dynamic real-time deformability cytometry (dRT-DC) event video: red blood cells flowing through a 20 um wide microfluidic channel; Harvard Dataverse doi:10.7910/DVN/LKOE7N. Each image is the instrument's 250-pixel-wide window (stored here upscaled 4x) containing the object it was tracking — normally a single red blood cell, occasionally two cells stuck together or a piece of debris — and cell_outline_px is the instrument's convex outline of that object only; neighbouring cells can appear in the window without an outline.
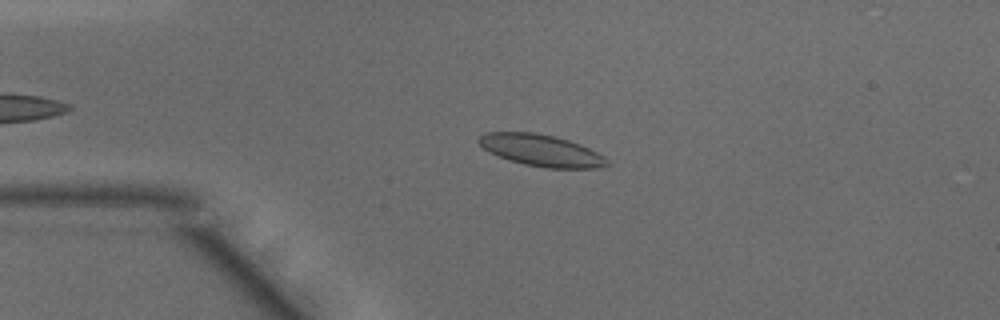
{"species": "common noctule bat (a hibernating species)", "species_latin": "Nyctalus noctula", "temperature_condition": "warm", "stored_images_in_passage": 43, "camera_frame_rate_fps": 3000, "um_per_image_px": 0.085, "animal": {"sex": "male", "body_mass_g": 15.6}, "frame": {"image": 1, "passage_image": 10, "time_ms": 3.0, "image_size_px": [1000, 320], "cell_outline_px": [[608, 164], [600, 168], [544, 168], [524, 164], [508, 160], [488, 152], [476, 140], [484, 132], [536, 132], [556, 136], [580, 144], [604, 156], [608, 160]], "centroid_in_image_um": [45.98, 12.78], "position_along_channel_um": 39.0, "area_um2": 23.81}}
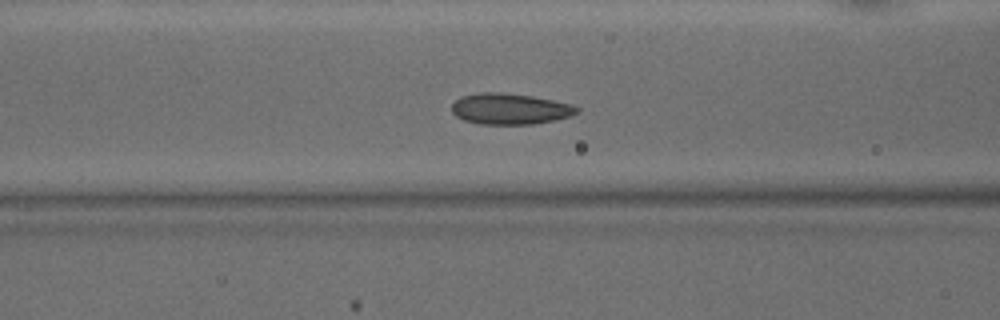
{"frame": {"image": 2, "passage_image": 18, "time_ms": 5.667, "image_size_px": [1000, 320], "cell_outline_px": [[580, 108], [576, 112], [568, 116], [556, 120], [532, 124], [480, 124], [464, 120], [456, 116], [452, 112], [452, 104], [460, 96], [480, 92], [500, 92], [532, 96], [572, 104]], "centroid_in_image_um": [43.32, 9.25], "position_along_channel_um": 123.3, "area_um2": 22.54}}
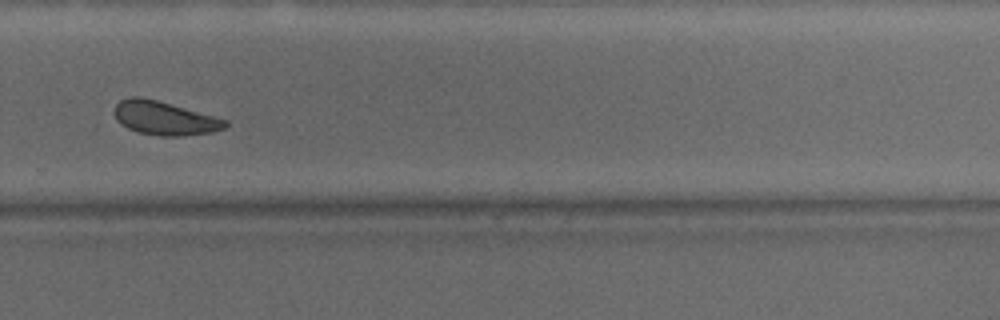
{"frame": {"image": 3, "passage_image": 32, "time_ms": 10.333, "image_size_px": [1000, 320], "cell_outline_px": [[228, 124], [224, 128], [212, 132], [180, 136], [160, 136], [136, 132], [120, 124], [116, 120], [112, 112], [112, 108], [120, 100], [132, 96], [136, 96], [156, 100], [228, 120]], "centroid_in_image_um": [13.92, 10.05], "position_along_channel_um": 315.9, "area_um2": 21.79}, "authors_computed_cell_mechanics": {"area_um2": 22.542, "velocity_mm_per_s": 4.1346, "shape_relaxation_time_tau1_ms": null, "shape_relaxation_time_tau2_ms": 3.4177, "deformation_change_tau1": null, "deformation_change_tau2": 0.0813}}